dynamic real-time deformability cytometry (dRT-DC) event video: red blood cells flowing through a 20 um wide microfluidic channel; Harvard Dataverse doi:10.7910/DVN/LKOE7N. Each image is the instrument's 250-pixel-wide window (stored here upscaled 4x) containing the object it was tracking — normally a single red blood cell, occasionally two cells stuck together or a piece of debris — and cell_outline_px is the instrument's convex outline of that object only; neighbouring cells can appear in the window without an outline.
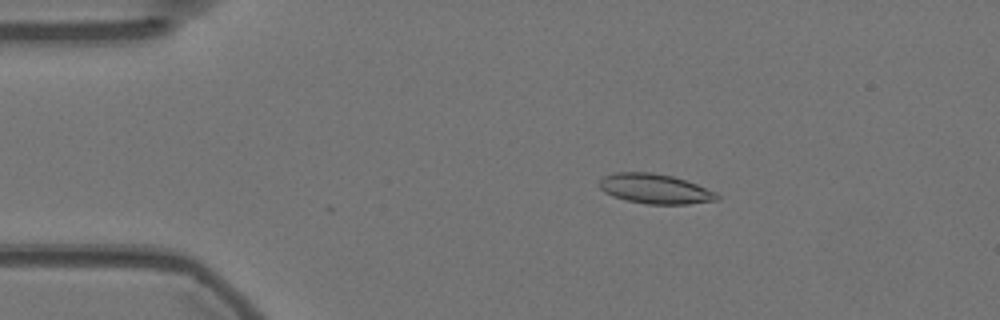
{"species": "Egyptian fruit bat (a non-hibernating species)", "species_latin": "Rousettus aegyptiacus", "temperature_condition": "warm", "stored_images_in_passage": 11, "camera_frame_rate_fps": 3000, "um_per_image_px": 0.085, "animal": {"sex": "female"}, "frame": {"image": 1, "passage_image": 10, "time_ms": 3.0, "image_size_px": [1000, 320], "cell_outline_px": [[720, 200], [688, 204], [648, 204], [628, 200], [612, 196], [604, 192], [600, 188], [600, 180], [604, 176], [616, 172], [652, 172], [672, 176], [696, 184], [716, 192], [720, 196]], "centroid_in_image_um": [55.69, 16.05], "position_along_channel_um": 29.3, "area_um2": 20.35}}